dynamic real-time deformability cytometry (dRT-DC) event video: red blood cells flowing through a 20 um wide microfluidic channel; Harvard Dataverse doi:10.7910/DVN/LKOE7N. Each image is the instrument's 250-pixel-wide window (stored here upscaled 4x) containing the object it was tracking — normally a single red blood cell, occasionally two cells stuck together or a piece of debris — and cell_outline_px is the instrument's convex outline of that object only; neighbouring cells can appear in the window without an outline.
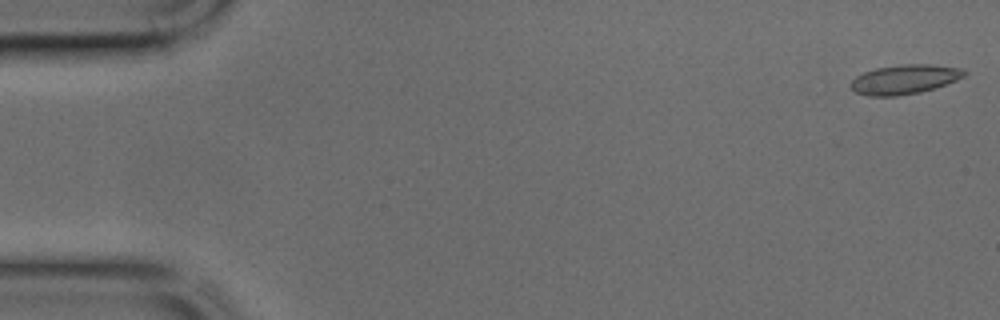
{"species": "common noctule bat (a hibernating species)", "species_latin": "Nyctalus noctula", "temperature_condition": "cold", "stored_images_in_passage": 21, "camera_frame_rate_fps": 3000, "um_per_image_px": 0.085, "animal": {"sex": "male", "body_mass_g": 17.9, "forearm_length_mm": 54.2}, "frame": {"image": 1, "passage_image": 1, "time_ms": 0.0, "image_size_px": [1000, 320], "cell_outline_px": [[968, 72], [964, 76], [956, 80], [936, 88], [920, 92], [896, 96], [868, 96], [856, 92], [848, 84], [856, 76], [864, 72], [876, 68], [904, 64], [932, 64], [964, 68]], "centroid_in_image_um": [76.91, 6.74], "position_along_channel_um": 8.1, "area_um2": 19.59}}
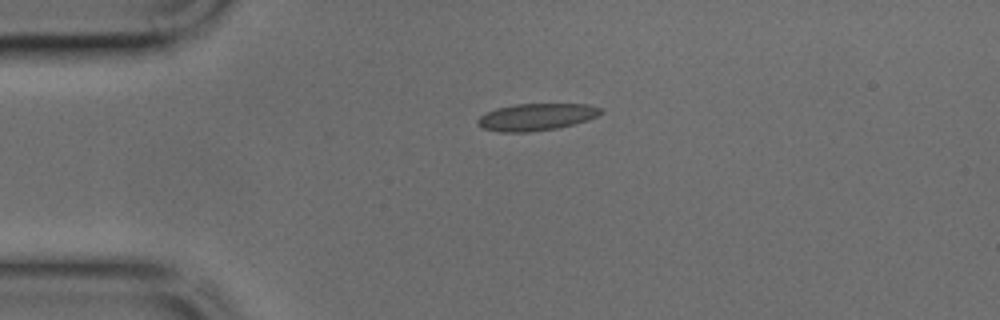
{"frame": {"image": 2, "passage_image": 10, "time_ms": 3.0, "image_size_px": [1000, 320], "cell_outline_px": [[604, 112], [588, 120], [560, 128], [528, 132], [500, 132], [484, 128], [476, 124], [476, 120], [480, 116], [496, 108], [516, 104], [588, 104], [604, 108]], "centroid_in_image_um": [45.62, 9.94], "position_along_channel_um": 39.4, "area_um2": 19.54}}
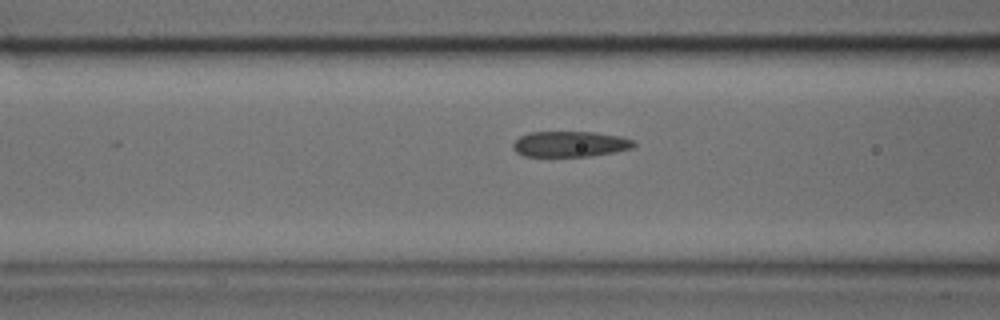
{"frame": {"image": 3, "passage_image": 17, "time_ms": 5.333, "image_size_px": [1000, 320], "cell_outline_px": [[636, 144], [632, 148], [612, 152], [588, 156], [524, 156], [516, 152], [512, 148], [512, 144], [520, 136], [528, 132], [596, 132], [620, 136], [632, 140]], "centroid_in_image_um": [48.42, 12.23], "position_along_channel_um": 118.2, "area_um2": 17.98}}